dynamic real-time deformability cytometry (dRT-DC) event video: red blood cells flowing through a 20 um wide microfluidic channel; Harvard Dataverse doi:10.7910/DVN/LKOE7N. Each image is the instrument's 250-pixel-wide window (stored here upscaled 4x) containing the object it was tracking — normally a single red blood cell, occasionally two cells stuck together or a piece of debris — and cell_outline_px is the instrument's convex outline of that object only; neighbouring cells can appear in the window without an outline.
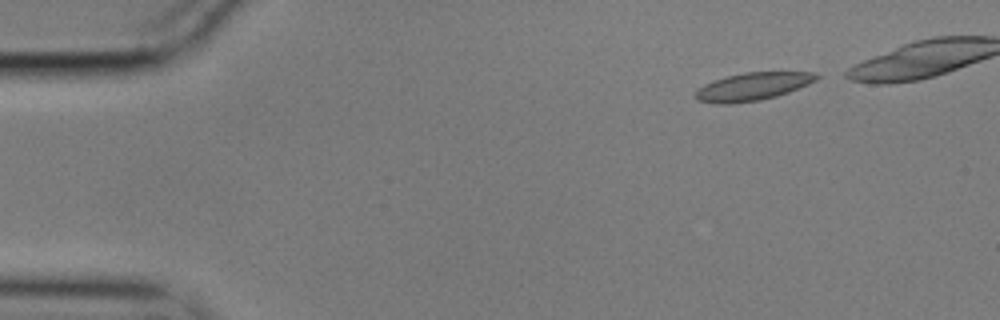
{"species": "common noctule bat (a hibernating species)", "species_latin": "Nyctalus noctula", "temperature_condition": "cold", "stored_images_in_passage": 42, "camera_frame_rate_fps": 3000, "um_per_image_px": 0.085, "animal": {"sex": "male", "body_mass_g": 17.9}, "frame": {"image": 1, "passage_image": 2, "time_ms": 0.333, "image_size_px": [1000, 320], "cell_outline_px": [[820, 76], [816, 80], [808, 84], [788, 92], [776, 96], [760, 100], [732, 104], [716, 104], [696, 100], [692, 96], [696, 88], [704, 84], [728, 76], [744, 72], [816, 72]], "centroid_in_image_um": [63.92, 7.37], "position_along_channel_um": 21.1, "area_um2": 19.77}}
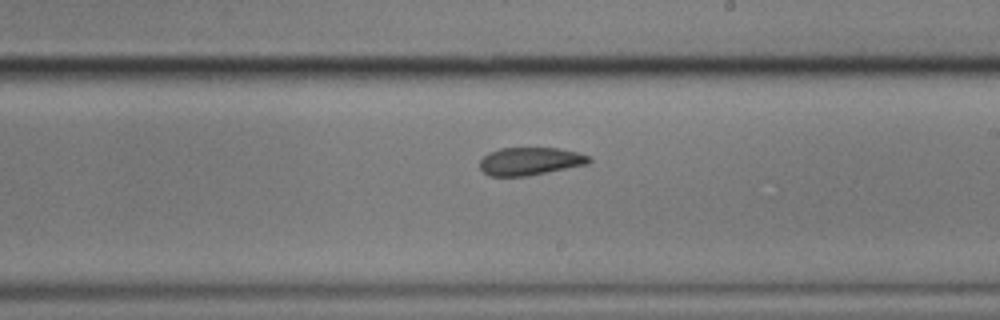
{"frame": {"image": 2, "passage_image": 28, "time_ms": 9.0, "image_size_px": [1000, 320], "cell_outline_px": [[592, 160], [588, 164], [528, 176], [488, 176], [480, 168], [480, 160], [488, 152], [500, 148], [556, 148], [576, 152], [588, 156]], "centroid_in_image_um": [45.03, 13.71], "position_along_channel_um": 244.0, "area_um2": 17.69}}
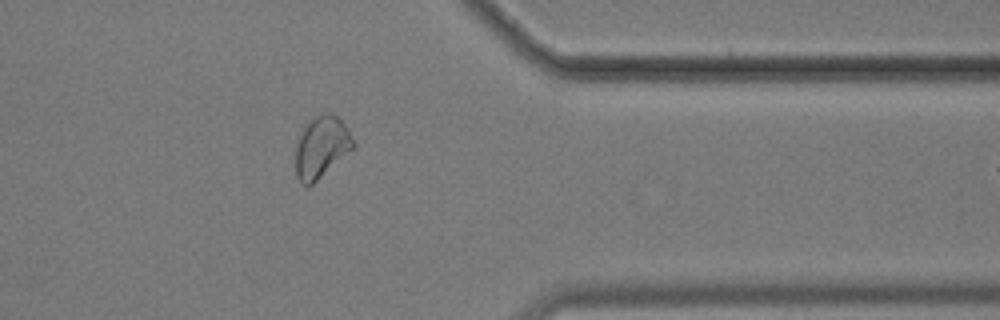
{"frame": {"image": 3, "passage_image": 41, "time_ms": 13.333, "image_size_px": [1000, 320], "cell_outline_px": [[356, 148], [312, 184], [300, 184], [296, 176], [296, 148], [300, 136], [304, 128], [316, 116], [328, 112], [332, 112], [348, 128], [356, 144]], "centroid_in_image_um": [27.37, 12.52], "position_along_channel_um": 384.0, "area_um2": 20.58}}